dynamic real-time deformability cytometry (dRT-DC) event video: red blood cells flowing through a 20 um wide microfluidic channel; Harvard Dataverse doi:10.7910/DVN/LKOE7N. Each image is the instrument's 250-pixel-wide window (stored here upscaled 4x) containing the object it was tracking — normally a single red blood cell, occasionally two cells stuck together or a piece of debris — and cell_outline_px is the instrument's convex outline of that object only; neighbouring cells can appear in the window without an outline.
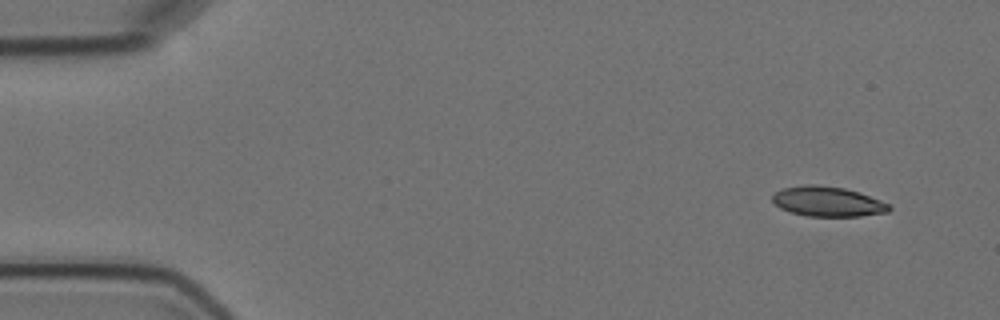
{"species": "Egyptian fruit bat (a non-hibernating species)", "species_latin": "Rousettus aegyptiacus", "temperature_condition": "cold", "stored_images_in_passage": 7, "camera_frame_rate_fps": 3000, "um_per_image_px": 0.085, "animal": {"sex": "female"}, "frame": {"image": 1, "passage_image": 1, "time_ms": 0.0, "image_size_px": [1000, 320], "cell_outline_px": [[892, 208], [888, 212], [860, 216], [804, 216], [780, 208], [772, 200], [772, 196], [776, 192], [784, 188], [804, 184], [816, 184], [844, 188], [860, 192], [880, 200], [888, 204]], "centroid_in_image_um": [70.36, 17.12], "position_along_channel_um": 14.6, "area_um2": 20.35}}
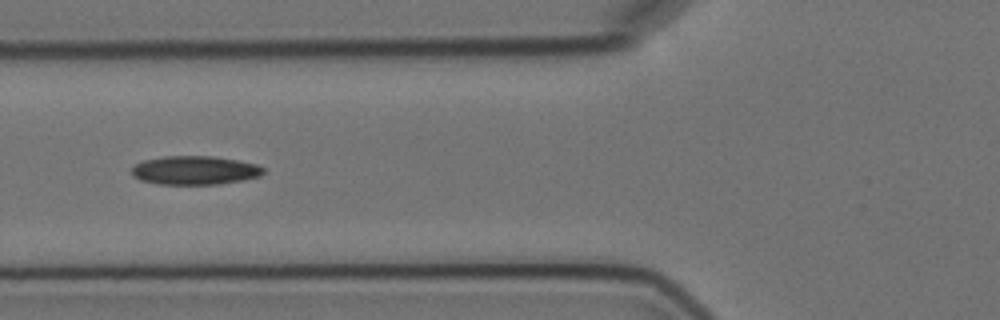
{"frame": {"image": 2, "passage_image": 5, "time_ms": 5.667, "image_size_px": [1000, 320], "cell_outline_px": [[264, 172], [260, 176], [220, 184], [156, 184], [140, 180], [132, 176], [132, 168], [136, 164], [144, 160], [164, 156], [212, 156], [236, 160], [256, 164], [264, 168]], "centroid_in_image_um": [16.53, 14.48], "position_along_channel_um": 109.3, "area_um2": 21.96}}
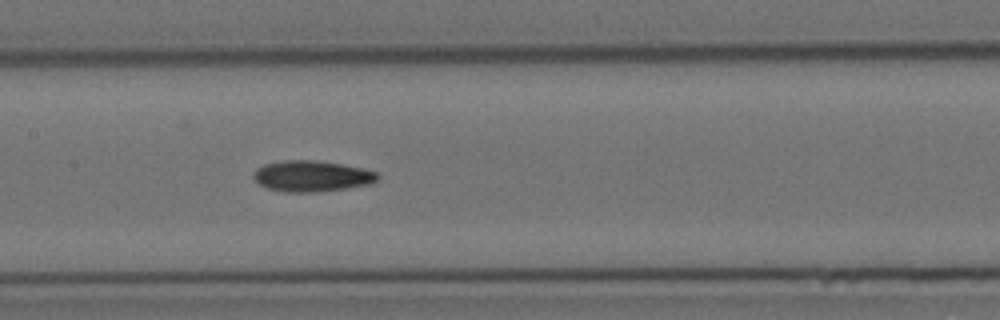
{"frame": {"image": 3, "passage_image": 7, "time_ms": 7.667, "image_size_px": [1000, 320], "cell_outline_px": [[380, 180], [372, 184], [316, 192], [288, 192], [268, 188], [260, 184], [252, 176], [256, 168], [264, 164], [284, 160], [316, 160], [364, 168], [376, 172], [380, 176]], "centroid_in_image_um": [26.54, 14.96], "position_along_channel_um": 180.9, "area_um2": 22.43}}